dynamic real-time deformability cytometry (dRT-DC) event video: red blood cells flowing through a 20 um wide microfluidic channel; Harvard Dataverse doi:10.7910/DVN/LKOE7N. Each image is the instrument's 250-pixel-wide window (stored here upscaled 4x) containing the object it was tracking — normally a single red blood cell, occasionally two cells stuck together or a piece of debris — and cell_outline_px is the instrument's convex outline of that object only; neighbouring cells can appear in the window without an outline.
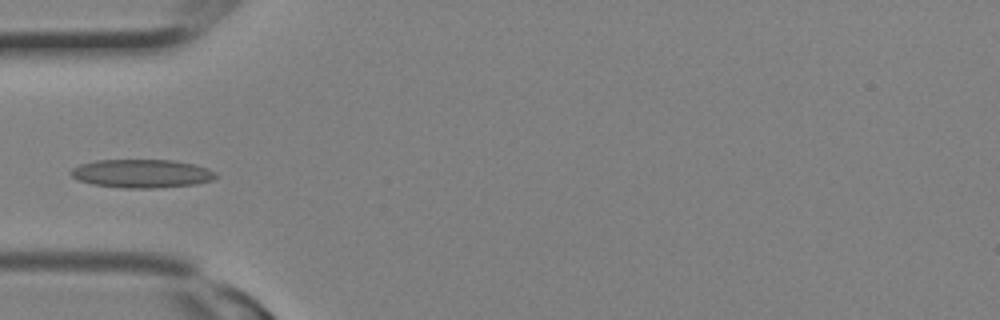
{"species": "Egyptian fruit bat (a non-hibernating species)", "species_latin": "Rousettus aegyptiacus", "temperature_condition": "room temperature", "stored_images_in_passage": 2, "camera_frame_rate_fps": 3000, "um_per_image_px": 0.085, "animal": {"sex": "female"}, "frame": {"image": 1, "passage_image": 2, "time_ms": 0.333, "image_size_px": [1000, 320], "cell_outline_px": [[216, 176], [212, 180], [196, 184], [152, 188], [124, 188], [92, 184], [80, 180], [72, 176], [68, 172], [72, 168], [80, 164], [96, 160], [172, 160], [196, 164], [208, 168], [216, 172]], "centroid_in_image_um": [12.05, 14.74], "position_along_channel_um": 72.9, "area_um2": 24.04}}